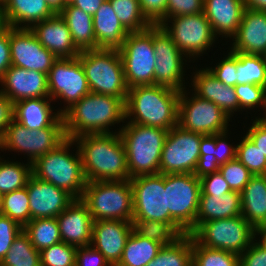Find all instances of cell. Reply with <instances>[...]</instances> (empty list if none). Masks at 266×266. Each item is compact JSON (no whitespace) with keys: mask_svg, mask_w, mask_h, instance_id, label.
I'll use <instances>...</instances> for the list:
<instances>
[{"mask_svg":"<svg viewBox=\"0 0 266 266\" xmlns=\"http://www.w3.org/2000/svg\"><path fill=\"white\" fill-rule=\"evenodd\" d=\"M30 30L41 45L57 58H74L80 50L74 44L71 32L59 13L31 26Z\"/></svg>","mask_w":266,"mask_h":266,"instance_id":"obj_23","label":"cell"},{"mask_svg":"<svg viewBox=\"0 0 266 266\" xmlns=\"http://www.w3.org/2000/svg\"><path fill=\"white\" fill-rule=\"evenodd\" d=\"M246 136L266 157V118H256L250 126Z\"/></svg>","mask_w":266,"mask_h":266,"instance_id":"obj_55","label":"cell"},{"mask_svg":"<svg viewBox=\"0 0 266 266\" xmlns=\"http://www.w3.org/2000/svg\"><path fill=\"white\" fill-rule=\"evenodd\" d=\"M153 45L156 56L154 85L183 91L184 62L186 56L160 25H153ZM184 86V87H183Z\"/></svg>","mask_w":266,"mask_h":266,"instance_id":"obj_17","label":"cell"},{"mask_svg":"<svg viewBox=\"0 0 266 266\" xmlns=\"http://www.w3.org/2000/svg\"><path fill=\"white\" fill-rule=\"evenodd\" d=\"M76 249L64 242L40 251L41 266H76Z\"/></svg>","mask_w":266,"mask_h":266,"instance_id":"obj_44","label":"cell"},{"mask_svg":"<svg viewBox=\"0 0 266 266\" xmlns=\"http://www.w3.org/2000/svg\"><path fill=\"white\" fill-rule=\"evenodd\" d=\"M75 143L73 139L67 138L57 148L37 158L32 163V175L81 199L87 181L79 149L75 156L69 153L70 146Z\"/></svg>","mask_w":266,"mask_h":266,"instance_id":"obj_5","label":"cell"},{"mask_svg":"<svg viewBox=\"0 0 266 266\" xmlns=\"http://www.w3.org/2000/svg\"><path fill=\"white\" fill-rule=\"evenodd\" d=\"M255 241L240 255V266H266V246Z\"/></svg>","mask_w":266,"mask_h":266,"instance_id":"obj_53","label":"cell"},{"mask_svg":"<svg viewBox=\"0 0 266 266\" xmlns=\"http://www.w3.org/2000/svg\"><path fill=\"white\" fill-rule=\"evenodd\" d=\"M1 207H2V196L0 195V214H1Z\"/></svg>","mask_w":266,"mask_h":266,"instance_id":"obj_65","label":"cell"},{"mask_svg":"<svg viewBox=\"0 0 266 266\" xmlns=\"http://www.w3.org/2000/svg\"><path fill=\"white\" fill-rule=\"evenodd\" d=\"M67 139L65 127H46L39 130H29L15 120L6 128L0 139L1 151L25 152L29 162L57 148Z\"/></svg>","mask_w":266,"mask_h":266,"instance_id":"obj_15","label":"cell"},{"mask_svg":"<svg viewBox=\"0 0 266 266\" xmlns=\"http://www.w3.org/2000/svg\"><path fill=\"white\" fill-rule=\"evenodd\" d=\"M237 55V84L266 87V56L234 52Z\"/></svg>","mask_w":266,"mask_h":266,"instance_id":"obj_36","label":"cell"},{"mask_svg":"<svg viewBox=\"0 0 266 266\" xmlns=\"http://www.w3.org/2000/svg\"><path fill=\"white\" fill-rule=\"evenodd\" d=\"M14 121V103L0 92V139Z\"/></svg>","mask_w":266,"mask_h":266,"instance_id":"obj_58","label":"cell"},{"mask_svg":"<svg viewBox=\"0 0 266 266\" xmlns=\"http://www.w3.org/2000/svg\"><path fill=\"white\" fill-rule=\"evenodd\" d=\"M227 132L228 131L211 135L207 138L205 143V146L216 157L219 165L225 164L236 158L237 147H233L226 142L227 139L225 138H227Z\"/></svg>","mask_w":266,"mask_h":266,"instance_id":"obj_47","label":"cell"},{"mask_svg":"<svg viewBox=\"0 0 266 266\" xmlns=\"http://www.w3.org/2000/svg\"><path fill=\"white\" fill-rule=\"evenodd\" d=\"M47 77L49 101L61 98L68 104L64 107L65 109H60L61 114L90 93L87 78L78 56L58 58L53 63Z\"/></svg>","mask_w":266,"mask_h":266,"instance_id":"obj_16","label":"cell"},{"mask_svg":"<svg viewBox=\"0 0 266 266\" xmlns=\"http://www.w3.org/2000/svg\"><path fill=\"white\" fill-rule=\"evenodd\" d=\"M62 242L75 247L92 244L93 218L88 206L81 200H74L57 217Z\"/></svg>","mask_w":266,"mask_h":266,"instance_id":"obj_22","label":"cell"},{"mask_svg":"<svg viewBox=\"0 0 266 266\" xmlns=\"http://www.w3.org/2000/svg\"><path fill=\"white\" fill-rule=\"evenodd\" d=\"M192 266H240V256L200 245L192 237Z\"/></svg>","mask_w":266,"mask_h":266,"instance_id":"obj_41","label":"cell"},{"mask_svg":"<svg viewBox=\"0 0 266 266\" xmlns=\"http://www.w3.org/2000/svg\"><path fill=\"white\" fill-rule=\"evenodd\" d=\"M133 191V219L170 223L181 235L187 234L166 210L165 174L141 175L130 179Z\"/></svg>","mask_w":266,"mask_h":266,"instance_id":"obj_12","label":"cell"},{"mask_svg":"<svg viewBox=\"0 0 266 266\" xmlns=\"http://www.w3.org/2000/svg\"><path fill=\"white\" fill-rule=\"evenodd\" d=\"M192 80L194 94L215 103L228 117L238 110L235 88L223 84L208 68L197 71Z\"/></svg>","mask_w":266,"mask_h":266,"instance_id":"obj_27","label":"cell"},{"mask_svg":"<svg viewBox=\"0 0 266 266\" xmlns=\"http://www.w3.org/2000/svg\"><path fill=\"white\" fill-rule=\"evenodd\" d=\"M166 210L187 233L195 231L201 194L200 179L192 173L165 174Z\"/></svg>","mask_w":266,"mask_h":266,"instance_id":"obj_9","label":"cell"},{"mask_svg":"<svg viewBox=\"0 0 266 266\" xmlns=\"http://www.w3.org/2000/svg\"><path fill=\"white\" fill-rule=\"evenodd\" d=\"M199 179L201 186V194L212 196L220 195L221 197L225 193L232 191L220 171L213 172L212 174H208Z\"/></svg>","mask_w":266,"mask_h":266,"instance_id":"obj_51","label":"cell"},{"mask_svg":"<svg viewBox=\"0 0 266 266\" xmlns=\"http://www.w3.org/2000/svg\"><path fill=\"white\" fill-rule=\"evenodd\" d=\"M11 65L49 74L53 63L58 59L44 48L28 28L9 26Z\"/></svg>","mask_w":266,"mask_h":266,"instance_id":"obj_18","label":"cell"},{"mask_svg":"<svg viewBox=\"0 0 266 266\" xmlns=\"http://www.w3.org/2000/svg\"><path fill=\"white\" fill-rule=\"evenodd\" d=\"M219 167L220 165L218 164L216 157L205 146L201 151L194 174L198 178H202L203 176L219 171Z\"/></svg>","mask_w":266,"mask_h":266,"instance_id":"obj_56","label":"cell"},{"mask_svg":"<svg viewBox=\"0 0 266 266\" xmlns=\"http://www.w3.org/2000/svg\"><path fill=\"white\" fill-rule=\"evenodd\" d=\"M31 220L54 218L60 215L76 198L68 191L31 175L26 184Z\"/></svg>","mask_w":266,"mask_h":266,"instance_id":"obj_19","label":"cell"},{"mask_svg":"<svg viewBox=\"0 0 266 266\" xmlns=\"http://www.w3.org/2000/svg\"><path fill=\"white\" fill-rule=\"evenodd\" d=\"M78 58L84 69L90 92L126 101L129 87L125 80L119 50H83Z\"/></svg>","mask_w":266,"mask_h":266,"instance_id":"obj_6","label":"cell"},{"mask_svg":"<svg viewBox=\"0 0 266 266\" xmlns=\"http://www.w3.org/2000/svg\"><path fill=\"white\" fill-rule=\"evenodd\" d=\"M6 22H5V18H4V13H3V4L0 3V31L5 28Z\"/></svg>","mask_w":266,"mask_h":266,"instance_id":"obj_63","label":"cell"},{"mask_svg":"<svg viewBox=\"0 0 266 266\" xmlns=\"http://www.w3.org/2000/svg\"><path fill=\"white\" fill-rule=\"evenodd\" d=\"M75 0H62V9L64 6L73 4Z\"/></svg>","mask_w":266,"mask_h":266,"instance_id":"obj_64","label":"cell"},{"mask_svg":"<svg viewBox=\"0 0 266 266\" xmlns=\"http://www.w3.org/2000/svg\"><path fill=\"white\" fill-rule=\"evenodd\" d=\"M241 193L230 191L223 196L200 194L195 230L204 222L241 215Z\"/></svg>","mask_w":266,"mask_h":266,"instance_id":"obj_30","label":"cell"},{"mask_svg":"<svg viewBox=\"0 0 266 266\" xmlns=\"http://www.w3.org/2000/svg\"><path fill=\"white\" fill-rule=\"evenodd\" d=\"M219 171L232 191L241 192L253 174L237 159L220 165Z\"/></svg>","mask_w":266,"mask_h":266,"instance_id":"obj_45","label":"cell"},{"mask_svg":"<svg viewBox=\"0 0 266 266\" xmlns=\"http://www.w3.org/2000/svg\"><path fill=\"white\" fill-rule=\"evenodd\" d=\"M96 49L120 50L129 32L123 27L109 0L93 15Z\"/></svg>","mask_w":266,"mask_h":266,"instance_id":"obj_28","label":"cell"},{"mask_svg":"<svg viewBox=\"0 0 266 266\" xmlns=\"http://www.w3.org/2000/svg\"><path fill=\"white\" fill-rule=\"evenodd\" d=\"M192 236L184 234L175 242L163 245L146 266H192Z\"/></svg>","mask_w":266,"mask_h":266,"instance_id":"obj_34","label":"cell"},{"mask_svg":"<svg viewBox=\"0 0 266 266\" xmlns=\"http://www.w3.org/2000/svg\"><path fill=\"white\" fill-rule=\"evenodd\" d=\"M109 2L128 32L144 31L153 25L142 12L139 0H109Z\"/></svg>","mask_w":266,"mask_h":266,"instance_id":"obj_38","label":"cell"},{"mask_svg":"<svg viewBox=\"0 0 266 266\" xmlns=\"http://www.w3.org/2000/svg\"><path fill=\"white\" fill-rule=\"evenodd\" d=\"M3 13L7 26L28 29L55 14L45 0H6Z\"/></svg>","mask_w":266,"mask_h":266,"instance_id":"obj_29","label":"cell"},{"mask_svg":"<svg viewBox=\"0 0 266 266\" xmlns=\"http://www.w3.org/2000/svg\"><path fill=\"white\" fill-rule=\"evenodd\" d=\"M180 92L160 85L129 88L125 101V119H130V123L169 131L178 125Z\"/></svg>","mask_w":266,"mask_h":266,"instance_id":"obj_3","label":"cell"},{"mask_svg":"<svg viewBox=\"0 0 266 266\" xmlns=\"http://www.w3.org/2000/svg\"><path fill=\"white\" fill-rule=\"evenodd\" d=\"M191 236L205 247L240 256L255 241L256 229L242 215L202 223Z\"/></svg>","mask_w":266,"mask_h":266,"instance_id":"obj_8","label":"cell"},{"mask_svg":"<svg viewBox=\"0 0 266 266\" xmlns=\"http://www.w3.org/2000/svg\"><path fill=\"white\" fill-rule=\"evenodd\" d=\"M23 231L37 251L62 242L57 218H37L29 221Z\"/></svg>","mask_w":266,"mask_h":266,"instance_id":"obj_35","label":"cell"},{"mask_svg":"<svg viewBox=\"0 0 266 266\" xmlns=\"http://www.w3.org/2000/svg\"><path fill=\"white\" fill-rule=\"evenodd\" d=\"M162 246L159 242L144 238L133 230L117 266H146L157 256Z\"/></svg>","mask_w":266,"mask_h":266,"instance_id":"obj_33","label":"cell"},{"mask_svg":"<svg viewBox=\"0 0 266 266\" xmlns=\"http://www.w3.org/2000/svg\"><path fill=\"white\" fill-rule=\"evenodd\" d=\"M208 69L223 84L232 87L237 85V55L232 50L216 67Z\"/></svg>","mask_w":266,"mask_h":266,"instance_id":"obj_48","label":"cell"},{"mask_svg":"<svg viewBox=\"0 0 266 266\" xmlns=\"http://www.w3.org/2000/svg\"><path fill=\"white\" fill-rule=\"evenodd\" d=\"M238 99V109H253L255 105L266 109V87L257 84H237L234 86ZM266 118V111H265Z\"/></svg>","mask_w":266,"mask_h":266,"instance_id":"obj_46","label":"cell"},{"mask_svg":"<svg viewBox=\"0 0 266 266\" xmlns=\"http://www.w3.org/2000/svg\"><path fill=\"white\" fill-rule=\"evenodd\" d=\"M23 231V227L8 216L0 214V262L9 251L14 239Z\"/></svg>","mask_w":266,"mask_h":266,"instance_id":"obj_49","label":"cell"},{"mask_svg":"<svg viewBox=\"0 0 266 266\" xmlns=\"http://www.w3.org/2000/svg\"><path fill=\"white\" fill-rule=\"evenodd\" d=\"M0 90L13 103L32 98H49L47 74L10 66L0 79Z\"/></svg>","mask_w":266,"mask_h":266,"instance_id":"obj_20","label":"cell"},{"mask_svg":"<svg viewBox=\"0 0 266 266\" xmlns=\"http://www.w3.org/2000/svg\"><path fill=\"white\" fill-rule=\"evenodd\" d=\"M73 140L77 142L87 182L129 179L126 151L119 132L85 134Z\"/></svg>","mask_w":266,"mask_h":266,"instance_id":"obj_1","label":"cell"},{"mask_svg":"<svg viewBox=\"0 0 266 266\" xmlns=\"http://www.w3.org/2000/svg\"><path fill=\"white\" fill-rule=\"evenodd\" d=\"M228 117L215 103L197 95L191 98L186 90L180 92L178 105V125L190 132L199 133L207 138L227 130Z\"/></svg>","mask_w":266,"mask_h":266,"instance_id":"obj_14","label":"cell"},{"mask_svg":"<svg viewBox=\"0 0 266 266\" xmlns=\"http://www.w3.org/2000/svg\"><path fill=\"white\" fill-rule=\"evenodd\" d=\"M142 12L153 24L159 25L164 20L167 0H139Z\"/></svg>","mask_w":266,"mask_h":266,"instance_id":"obj_54","label":"cell"},{"mask_svg":"<svg viewBox=\"0 0 266 266\" xmlns=\"http://www.w3.org/2000/svg\"><path fill=\"white\" fill-rule=\"evenodd\" d=\"M0 266H41L40 251L36 250L29 236L22 231L14 239Z\"/></svg>","mask_w":266,"mask_h":266,"instance_id":"obj_37","label":"cell"},{"mask_svg":"<svg viewBox=\"0 0 266 266\" xmlns=\"http://www.w3.org/2000/svg\"><path fill=\"white\" fill-rule=\"evenodd\" d=\"M59 14L68 26L72 40L80 51L96 49L93 16L72 4L64 6Z\"/></svg>","mask_w":266,"mask_h":266,"instance_id":"obj_32","label":"cell"},{"mask_svg":"<svg viewBox=\"0 0 266 266\" xmlns=\"http://www.w3.org/2000/svg\"><path fill=\"white\" fill-rule=\"evenodd\" d=\"M6 2V0H0V3L4 4Z\"/></svg>","mask_w":266,"mask_h":266,"instance_id":"obj_66","label":"cell"},{"mask_svg":"<svg viewBox=\"0 0 266 266\" xmlns=\"http://www.w3.org/2000/svg\"><path fill=\"white\" fill-rule=\"evenodd\" d=\"M81 200L88 206L94 221L132 222L133 191L130 179L87 182Z\"/></svg>","mask_w":266,"mask_h":266,"instance_id":"obj_7","label":"cell"},{"mask_svg":"<svg viewBox=\"0 0 266 266\" xmlns=\"http://www.w3.org/2000/svg\"><path fill=\"white\" fill-rule=\"evenodd\" d=\"M246 9L266 11V0H243Z\"/></svg>","mask_w":266,"mask_h":266,"instance_id":"obj_60","label":"cell"},{"mask_svg":"<svg viewBox=\"0 0 266 266\" xmlns=\"http://www.w3.org/2000/svg\"><path fill=\"white\" fill-rule=\"evenodd\" d=\"M204 11V0H167L164 20L169 17L192 15Z\"/></svg>","mask_w":266,"mask_h":266,"instance_id":"obj_50","label":"cell"},{"mask_svg":"<svg viewBox=\"0 0 266 266\" xmlns=\"http://www.w3.org/2000/svg\"><path fill=\"white\" fill-rule=\"evenodd\" d=\"M1 214L15 220L22 227L31 221L26 187L2 195Z\"/></svg>","mask_w":266,"mask_h":266,"instance_id":"obj_42","label":"cell"},{"mask_svg":"<svg viewBox=\"0 0 266 266\" xmlns=\"http://www.w3.org/2000/svg\"><path fill=\"white\" fill-rule=\"evenodd\" d=\"M11 66V50L9 44V26L0 31V79Z\"/></svg>","mask_w":266,"mask_h":266,"instance_id":"obj_57","label":"cell"},{"mask_svg":"<svg viewBox=\"0 0 266 266\" xmlns=\"http://www.w3.org/2000/svg\"><path fill=\"white\" fill-rule=\"evenodd\" d=\"M259 234L262 239V240L260 239L259 242H261L264 246H266V224L256 229V235H259Z\"/></svg>","mask_w":266,"mask_h":266,"instance_id":"obj_62","label":"cell"},{"mask_svg":"<svg viewBox=\"0 0 266 266\" xmlns=\"http://www.w3.org/2000/svg\"><path fill=\"white\" fill-rule=\"evenodd\" d=\"M105 1L106 0H75L72 5L93 16Z\"/></svg>","mask_w":266,"mask_h":266,"instance_id":"obj_59","label":"cell"},{"mask_svg":"<svg viewBox=\"0 0 266 266\" xmlns=\"http://www.w3.org/2000/svg\"><path fill=\"white\" fill-rule=\"evenodd\" d=\"M241 193V215L255 229L266 224V174L253 175Z\"/></svg>","mask_w":266,"mask_h":266,"instance_id":"obj_31","label":"cell"},{"mask_svg":"<svg viewBox=\"0 0 266 266\" xmlns=\"http://www.w3.org/2000/svg\"><path fill=\"white\" fill-rule=\"evenodd\" d=\"M0 160V195L26 187L32 175V163L6 162L1 157Z\"/></svg>","mask_w":266,"mask_h":266,"instance_id":"obj_39","label":"cell"},{"mask_svg":"<svg viewBox=\"0 0 266 266\" xmlns=\"http://www.w3.org/2000/svg\"><path fill=\"white\" fill-rule=\"evenodd\" d=\"M119 52L129 88L154 85L153 25L144 31L129 32Z\"/></svg>","mask_w":266,"mask_h":266,"instance_id":"obj_10","label":"cell"},{"mask_svg":"<svg viewBox=\"0 0 266 266\" xmlns=\"http://www.w3.org/2000/svg\"><path fill=\"white\" fill-rule=\"evenodd\" d=\"M45 1L54 13H59L62 10V0H45Z\"/></svg>","mask_w":266,"mask_h":266,"instance_id":"obj_61","label":"cell"},{"mask_svg":"<svg viewBox=\"0 0 266 266\" xmlns=\"http://www.w3.org/2000/svg\"><path fill=\"white\" fill-rule=\"evenodd\" d=\"M243 0H204V14L212 31L224 37H233L245 11Z\"/></svg>","mask_w":266,"mask_h":266,"instance_id":"obj_26","label":"cell"},{"mask_svg":"<svg viewBox=\"0 0 266 266\" xmlns=\"http://www.w3.org/2000/svg\"><path fill=\"white\" fill-rule=\"evenodd\" d=\"M67 138L112 133L109 126L125 119V102L114 96L88 93L63 114Z\"/></svg>","mask_w":266,"mask_h":266,"instance_id":"obj_2","label":"cell"},{"mask_svg":"<svg viewBox=\"0 0 266 266\" xmlns=\"http://www.w3.org/2000/svg\"><path fill=\"white\" fill-rule=\"evenodd\" d=\"M207 137L179 125L168 131L159 164V174L192 173L196 169Z\"/></svg>","mask_w":266,"mask_h":266,"instance_id":"obj_11","label":"cell"},{"mask_svg":"<svg viewBox=\"0 0 266 266\" xmlns=\"http://www.w3.org/2000/svg\"><path fill=\"white\" fill-rule=\"evenodd\" d=\"M133 230L140 236L169 245L182 235L168 222L132 219Z\"/></svg>","mask_w":266,"mask_h":266,"instance_id":"obj_40","label":"cell"},{"mask_svg":"<svg viewBox=\"0 0 266 266\" xmlns=\"http://www.w3.org/2000/svg\"><path fill=\"white\" fill-rule=\"evenodd\" d=\"M118 132L126 151L129 179L159 174L168 130L128 122Z\"/></svg>","mask_w":266,"mask_h":266,"instance_id":"obj_4","label":"cell"},{"mask_svg":"<svg viewBox=\"0 0 266 266\" xmlns=\"http://www.w3.org/2000/svg\"><path fill=\"white\" fill-rule=\"evenodd\" d=\"M132 231V222L119 220L94 221L91 245L107 259L111 266H117Z\"/></svg>","mask_w":266,"mask_h":266,"instance_id":"obj_21","label":"cell"},{"mask_svg":"<svg viewBox=\"0 0 266 266\" xmlns=\"http://www.w3.org/2000/svg\"><path fill=\"white\" fill-rule=\"evenodd\" d=\"M232 38L233 52L266 56V11L245 9Z\"/></svg>","mask_w":266,"mask_h":266,"instance_id":"obj_24","label":"cell"},{"mask_svg":"<svg viewBox=\"0 0 266 266\" xmlns=\"http://www.w3.org/2000/svg\"><path fill=\"white\" fill-rule=\"evenodd\" d=\"M236 158L253 174H266V157L253 142L245 135L239 142Z\"/></svg>","mask_w":266,"mask_h":266,"instance_id":"obj_43","label":"cell"},{"mask_svg":"<svg viewBox=\"0 0 266 266\" xmlns=\"http://www.w3.org/2000/svg\"><path fill=\"white\" fill-rule=\"evenodd\" d=\"M76 266H111L107 259L92 245L77 247Z\"/></svg>","mask_w":266,"mask_h":266,"instance_id":"obj_52","label":"cell"},{"mask_svg":"<svg viewBox=\"0 0 266 266\" xmlns=\"http://www.w3.org/2000/svg\"><path fill=\"white\" fill-rule=\"evenodd\" d=\"M48 98L23 99L14 103V120L29 130L65 127L60 111L52 113ZM54 114V115H53Z\"/></svg>","mask_w":266,"mask_h":266,"instance_id":"obj_25","label":"cell"},{"mask_svg":"<svg viewBox=\"0 0 266 266\" xmlns=\"http://www.w3.org/2000/svg\"><path fill=\"white\" fill-rule=\"evenodd\" d=\"M168 19L163 20L159 25L171 37L184 56H187L186 59L203 54L216 39L204 12L174 16ZM167 22L172 25L170 24L169 27Z\"/></svg>","mask_w":266,"mask_h":266,"instance_id":"obj_13","label":"cell"}]
</instances>
